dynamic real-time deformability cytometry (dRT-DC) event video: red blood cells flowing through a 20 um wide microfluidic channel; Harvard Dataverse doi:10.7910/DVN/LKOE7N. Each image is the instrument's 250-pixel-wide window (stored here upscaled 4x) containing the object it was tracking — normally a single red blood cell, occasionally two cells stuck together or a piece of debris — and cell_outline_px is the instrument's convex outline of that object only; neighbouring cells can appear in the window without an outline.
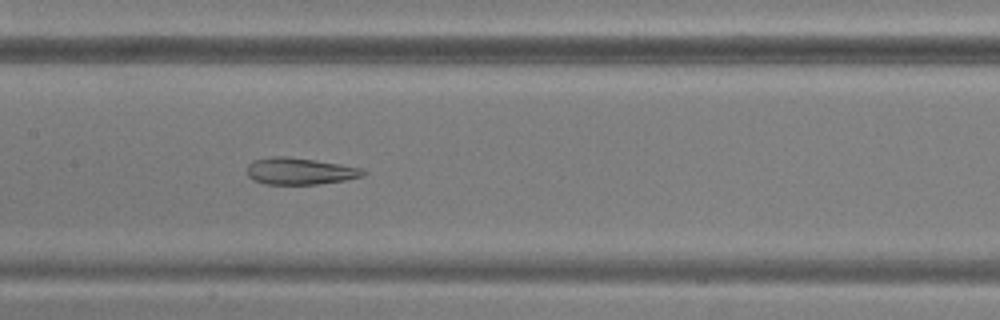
{"species": "common noctule bat (a hibernating species)", "species_latin": "Nyctalus noctula", "temperature_condition": "warm", "stored_images_in_passage": 49, "camera_frame_rate_fps": 3000, "um_per_image_px": 0.085, "animal": {"sex": "male", "body_mass_g": 20.5, "forearm_length_mm": 52.5}, "frame": {"image": 1, "passage_image": 24, "time_ms": 7.667, "image_size_px": [1000, 320], "cell_outline_px": [[368, 172], [364, 176], [344, 180], [316, 184], [264, 184], [252, 180], [248, 176], [248, 164], [252, 160], [272, 156], [284, 156], [316, 160], [364, 168]], "centroid_in_image_um": [25.5, 14.54], "position_along_channel_um": 181.9, "area_um2": 18.26}}
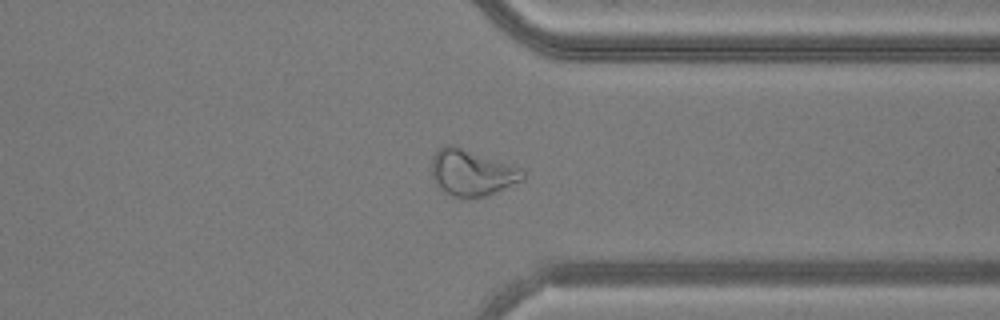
{"frame": {"image": 2, "passage_image": 38, "time_ms": 12.333, "image_size_px": [1000, 320], "cell_outline_px": [[524, 180], [488, 196], [472, 200], [468, 200], [452, 196], [444, 192], [436, 184], [432, 176], [432, 156], [440, 148], [448, 144], [452, 144], [520, 168], [524, 172]], "centroid_in_image_um": [40.09, 14.73], "position_along_channel_um": 371.3, "area_um2": 24.8}}
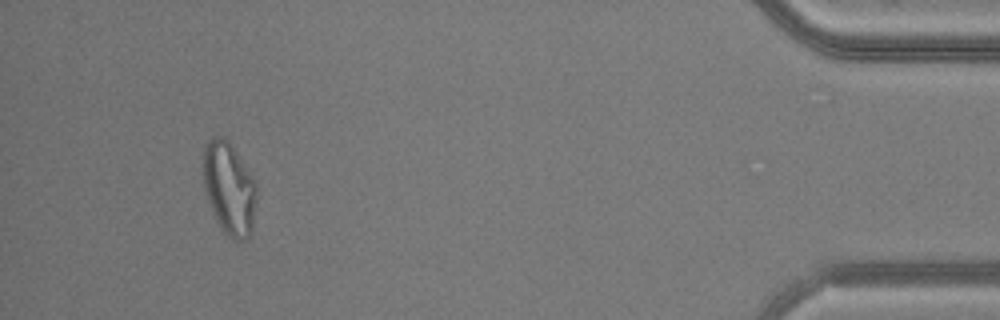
{"frame": {"image": 3, "passage_image": 46, "time_ms": 15.0, "image_size_px": [1000, 320], "cell_outline_px": [[256, 196], [252, 232], [244, 240], [232, 240], [224, 232], [216, 220], [204, 192], [204, 144], [212, 136], [220, 136], [228, 140], [256, 184]], "centroid_in_image_um": [19.46, 16.04], "position_along_channel_um": 415.7, "area_um2": 28.5}}